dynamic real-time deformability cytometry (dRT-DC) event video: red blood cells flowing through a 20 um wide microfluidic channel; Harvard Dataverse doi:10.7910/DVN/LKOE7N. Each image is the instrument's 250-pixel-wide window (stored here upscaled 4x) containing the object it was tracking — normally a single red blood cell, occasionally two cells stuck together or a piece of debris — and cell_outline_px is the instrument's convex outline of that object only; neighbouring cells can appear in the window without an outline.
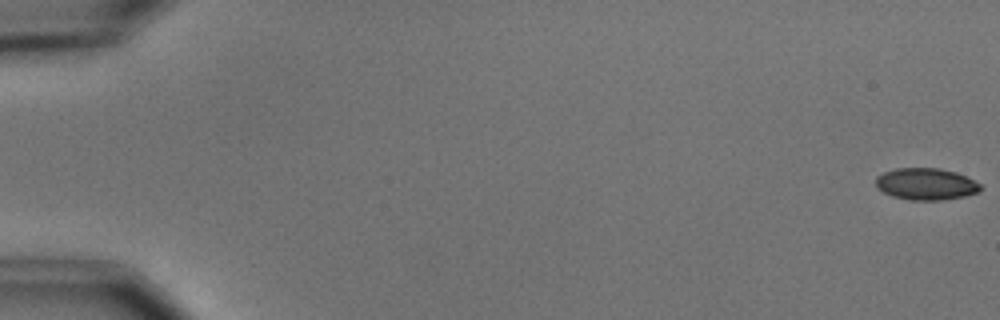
{"species": "common noctule bat (a hibernating species)", "species_latin": "Nyctalus noctula", "temperature_condition": "cold", "stored_images_in_passage": 6, "camera_frame_rate_fps": 3000, "um_per_image_px": 0.085, "animal": {"sex": "male", "body_mass_g": 15.6}, "frame": {"image": 1, "passage_image": 1, "time_ms": 0.0, "image_size_px": [1000, 320], "cell_outline_px": [[984, 188], [976, 192], [964, 196], [940, 200], [912, 200], [892, 196], [876, 188], [876, 176], [884, 172], [896, 168], [936, 168], [956, 172], [980, 184]], "centroid_in_image_um": [78.68, 15.64], "position_along_channel_um": 6.3, "area_um2": 19.25}}
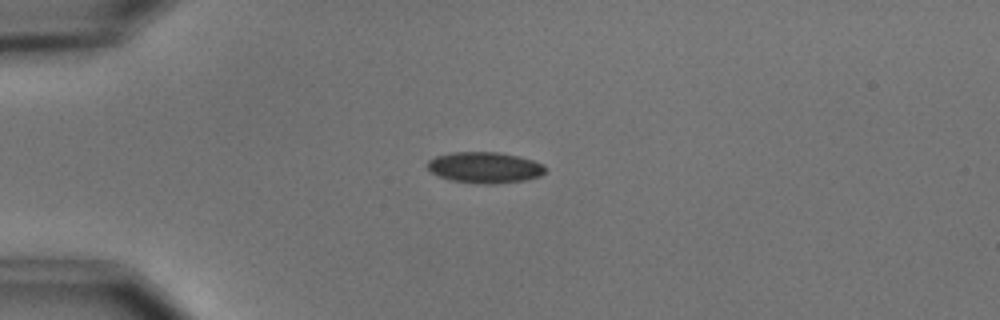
{"frame": {"image": 2, "passage_image": 5, "time_ms": 4.667, "image_size_px": [1000, 320], "cell_outline_px": [[548, 168], [540, 176], [524, 180], [496, 184], [484, 184], [452, 180], [440, 176], [432, 172], [428, 168], [428, 160], [436, 156], [452, 152], [500, 152], [520, 156], [544, 164]], "centroid_in_image_um": [41.25, 14.23], "position_along_channel_um": 43.8, "area_um2": 21.33}}